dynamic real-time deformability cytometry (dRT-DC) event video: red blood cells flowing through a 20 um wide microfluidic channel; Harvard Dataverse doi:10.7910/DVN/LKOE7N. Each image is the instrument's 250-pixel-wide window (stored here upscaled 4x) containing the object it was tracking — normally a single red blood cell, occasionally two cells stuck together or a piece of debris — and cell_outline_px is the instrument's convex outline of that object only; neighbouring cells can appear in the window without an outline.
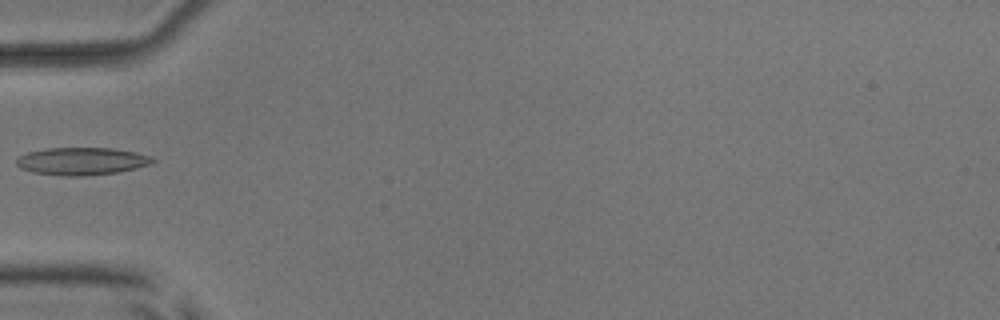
{"species": "common noctule bat (a hibernating species)", "species_latin": "Nyctalus noctula", "temperature_condition": "room temperature", "stored_images_in_passage": 1, "camera_frame_rate_fps": 3000, "um_per_image_px": 0.085, "animal": {"sex": "male", "body_mass_g": 17.9, "forearm_length_mm": 54.2}, "frame": {"image": 1, "passage_image": 1, "time_ms": 0.0, "image_size_px": [1000, 320], "cell_outline_px": [[156, 160], [148, 164], [136, 168], [116, 172], [80, 176], [64, 176], [32, 172], [20, 168], [16, 164], [16, 160], [20, 156], [28, 152], [48, 148], [112, 148], [136, 152], [152, 156]], "centroid_in_image_um": [6.94, 13.7], "position_along_channel_um": 78.1, "area_um2": 21.73}}